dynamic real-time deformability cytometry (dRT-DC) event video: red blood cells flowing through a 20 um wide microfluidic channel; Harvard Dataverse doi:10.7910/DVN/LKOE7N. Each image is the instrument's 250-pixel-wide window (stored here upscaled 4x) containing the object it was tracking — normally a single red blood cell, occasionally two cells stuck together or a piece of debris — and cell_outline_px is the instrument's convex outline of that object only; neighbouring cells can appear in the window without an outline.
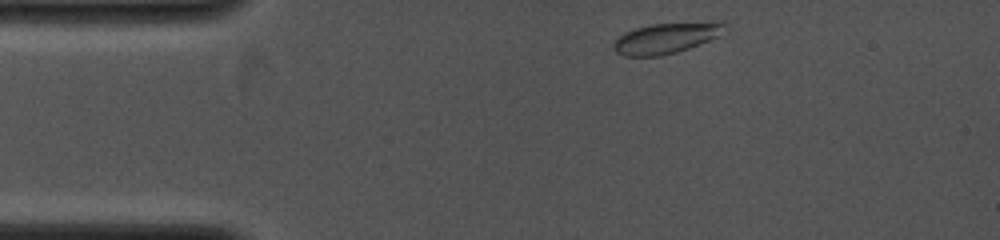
{"species": "common noctule bat (a hibernating species)", "species_latin": "Nyctalus noctula", "temperature_condition": "cold", "stored_images_in_passage": 30, "camera_frame_rate_fps": 4000, "um_per_image_px": 0.085, "animal": {"sex": "female", "body_mass_g": 19.0, "forearm_length_mm": 53.3}, "frame": {"image": 1, "passage_image": 1, "time_ms": 0.0, "image_size_px": [1000, 240], "cell_outline_px": [[728, 24], [716, 36], [708, 40], [688, 48], [676, 52], [660, 56], [624, 56], [616, 52], [612, 48], [612, 44], [620, 36], [636, 28], [652, 24], [712, 20], [724, 20]], "centroid_in_image_um": [56.66, 3.21], "position_along_channel_um": 28.3, "area_um2": 19.94}}
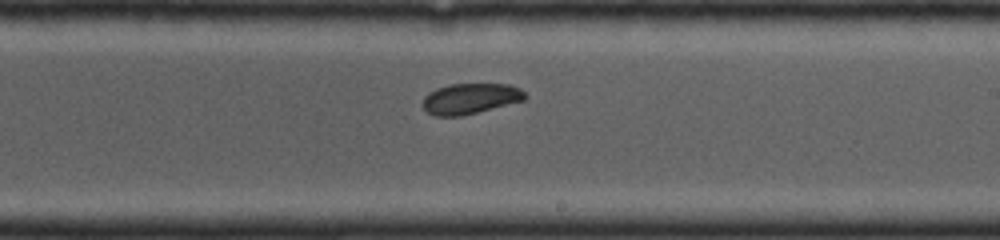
{"frame": {"image": 2, "passage_image": 18, "time_ms": 6.25, "image_size_px": [1000, 240], "cell_outline_px": [[528, 96], [524, 100], [460, 116], [436, 116], [428, 112], [424, 108], [424, 96], [428, 92], [436, 88], [452, 84], [508, 84], [520, 88]], "centroid_in_image_um": [39.98, 8.37], "position_along_channel_um": 249.0, "area_um2": 18.03}}
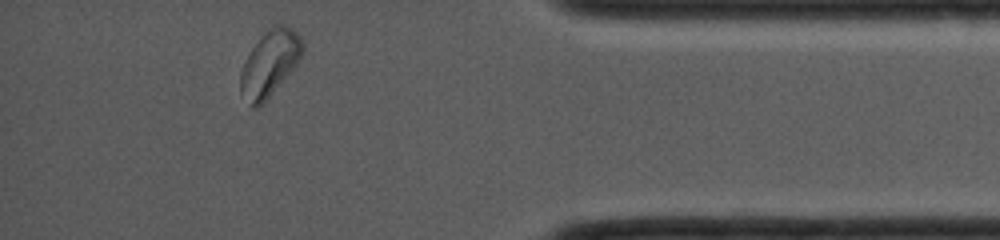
{"frame": {"image": 3, "passage_image": 30, "time_ms": 10.5, "image_size_px": [1000, 240], "cell_outline_px": [[304, 52], [296, 64], [268, 96], [256, 108], [252, 108], [240, 92], [240, 72], [244, 60], [248, 52], [272, 28], [292, 28], [300, 36], [304, 44]], "centroid_in_image_um": [22.9, 5.43], "position_along_channel_um": 412.3, "area_um2": 22.66}}